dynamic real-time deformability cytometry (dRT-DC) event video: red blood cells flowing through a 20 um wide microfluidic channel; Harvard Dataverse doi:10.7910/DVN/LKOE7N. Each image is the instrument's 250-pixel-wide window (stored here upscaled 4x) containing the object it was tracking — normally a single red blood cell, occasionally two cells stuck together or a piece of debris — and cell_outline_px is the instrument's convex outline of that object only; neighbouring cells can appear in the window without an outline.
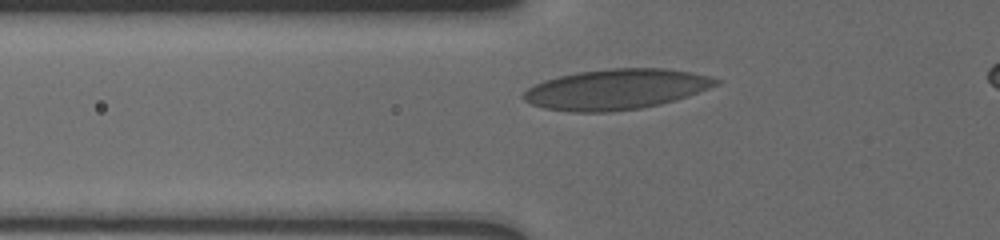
{"species": "human", "species_latin": "Homo sapiens", "temperature_condition": "cold", "stored_images_in_passage": 4, "camera_frame_rate_fps": 3000, "um_per_image_px": 0.085, "donor": {"sex": "male"}, "frame": {"image": 1, "passage_image": 2, "time_ms": 0.667, "image_size_px": [1000, 240], "cell_outline_px": [[720, 80], [716, 84], [708, 88], [688, 96], [660, 104], [640, 108], [604, 112], [572, 112], [544, 108], [532, 104], [524, 100], [520, 96], [528, 88], [544, 80], [576, 72], [608, 68], [664, 68], [692, 72], [708, 76]], "centroid_in_image_um": [52.33, 7.58], "position_along_channel_um": 73.5, "area_um2": 45.08}}
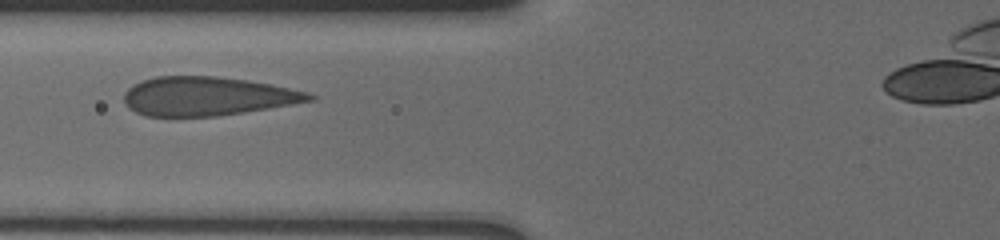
{"frame": {"image": 2, "passage_image": 3, "time_ms": 1.667, "image_size_px": [1000, 240], "cell_outline_px": [[316, 100], [244, 112], [216, 116], [144, 116], [136, 112], [124, 100], [124, 92], [132, 84], [140, 80], [156, 76], [216, 76], [248, 80], [272, 84], [308, 92], [316, 96]], "centroid_in_image_um": [17.63, 8.17], "position_along_channel_um": 108.2, "area_um2": 41.96}}